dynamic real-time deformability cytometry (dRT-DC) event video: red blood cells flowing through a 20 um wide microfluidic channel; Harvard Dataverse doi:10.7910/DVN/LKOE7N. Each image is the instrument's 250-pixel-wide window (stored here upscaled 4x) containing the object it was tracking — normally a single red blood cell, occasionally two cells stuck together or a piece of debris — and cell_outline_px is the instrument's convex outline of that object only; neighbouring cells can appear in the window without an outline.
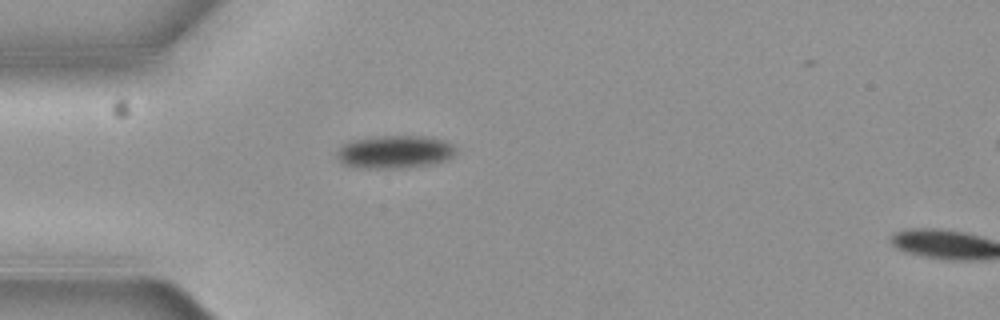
{"species": "common noctule bat (a hibernating species)", "species_latin": "Nyctalus noctula", "temperature_condition": "cold", "stored_images_in_passage": 2, "segment_of_instrument_passage": [1, 2], "camera_frame_rate_fps": 3000, "um_per_image_px": 0.085, "animal": {"sex": "female", "body_mass_g": 19.3, "forearm_length_mm": 54.1}, "frame": {"image": 1, "passage_image": 1, "time_ms": 0.0, "image_size_px": [1000, 320], "cell_outline_px": [[452, 156], [444, 160], [432, 164], [400, 168], [364, 168], [344, 164], [336, 156], [336, 152], [348, 140], [376, 136], [424, 136], [440, 140], [448, 144], [452, 148]], "centroid_in_image_um": [33.45, 12.91], "position_along_channel_um": 51.6, "area_um2": 22.37}}